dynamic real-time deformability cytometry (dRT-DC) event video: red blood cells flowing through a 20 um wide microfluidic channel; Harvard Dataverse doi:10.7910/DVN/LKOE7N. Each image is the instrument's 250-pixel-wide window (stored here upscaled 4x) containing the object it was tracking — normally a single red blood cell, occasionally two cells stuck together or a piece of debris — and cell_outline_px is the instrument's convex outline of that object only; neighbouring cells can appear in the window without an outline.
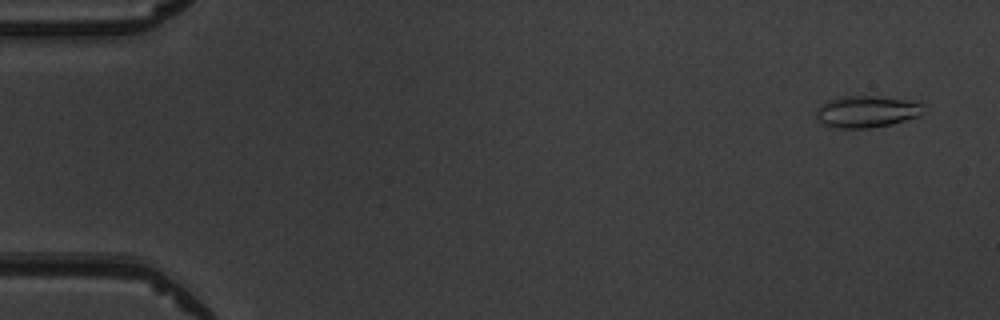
{"species": "common noctule bat (a hibernating species)", "species_latin": "Nyctalus noctula", "temperature_condition": "warm", "stored_images_in_passage": 4, "camera_frame_rate_fps": 3000, "um_per_image_px": 0.085, "animal": {"sex": "male", "body_mass_g": 19.5, "forearm_length_mm": 54.6}, "frame": {"image": 1, "passage_image": 1, "time_ms": 0.0, "image_size_px": [1000, 320], "cell_outline_px": [[924, 104], [920, 116], [892, 124], [872, 128], [836, 128], [824, 124], [816, 120], [816, 108], [820, 104], [828, 100], [840, 96], [872, 96], [904, 100]], "centroid_in_image_um": [73.6, 9.5], "position_along_channel_um": 11.4, "area_um2": 19.88}}